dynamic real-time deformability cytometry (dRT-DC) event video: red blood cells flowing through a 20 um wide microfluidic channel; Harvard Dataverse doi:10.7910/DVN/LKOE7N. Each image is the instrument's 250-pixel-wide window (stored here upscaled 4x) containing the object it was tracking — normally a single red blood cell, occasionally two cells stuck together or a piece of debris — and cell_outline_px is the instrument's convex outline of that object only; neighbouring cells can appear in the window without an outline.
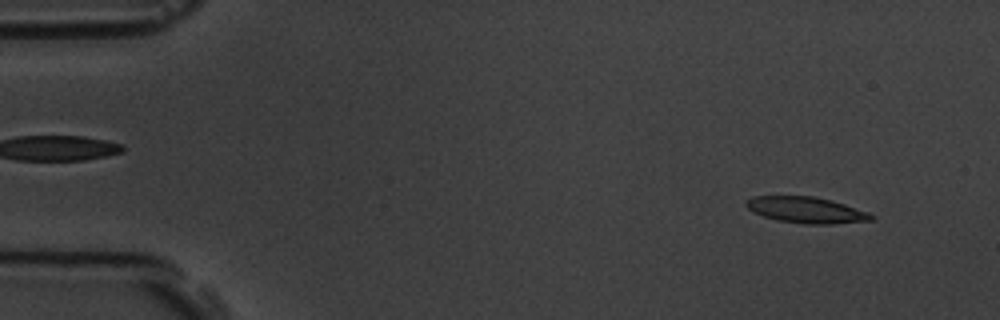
{"species": "common noctule bat (a hibernating species)", "species_latin": "Nyctalus noctula", "temperature_condition": "room temperature", "stored_images_in_passage": 4, "camera_frame_rate_fps": 3000, "um_per_image_px": 0.085, "animal": {"sex": "male", "body_mass_g": 19.5, "forearm_length_mm": 54.6}, "frame": {"image": 1, "passage_image": 1, "time_ms": 0.0, "image_size_px": [1000, 320], "cell_outline_px": [[876, 216], [872, 220], [832, 224], [804, 224], [776, 220], [764, 216], [748, 208], [744, 204], [752, 196], [812, 196], [832, 200], [868, 212]], "centroid_in_image_um": [68.55, 17.85], "position_along_channel_um": 16.4, "area_um2": 18.96}}
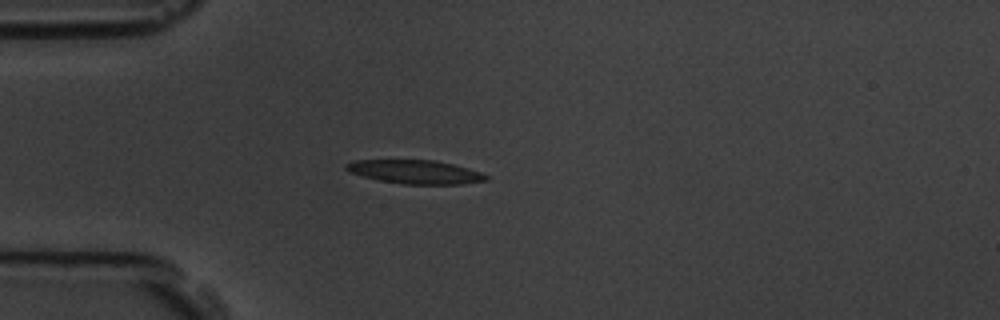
{"frame": {"image": 2, "passage_image": 4, "time_ms": 3.333, "image_size_px": [1000, 320], "cell_outline_px": [[488, 180], [464, 184], [400, 184], [380, 180], [348, 172], [344, 168], [344, 164], [356, 160], [432, 160], [452, 164], [468, 168], [480, 172], [488, 176]], "centroid_in_image_um": [35.28, 14.61], "position_along_channel_um": 49.7, "area_um2": 19.25}}